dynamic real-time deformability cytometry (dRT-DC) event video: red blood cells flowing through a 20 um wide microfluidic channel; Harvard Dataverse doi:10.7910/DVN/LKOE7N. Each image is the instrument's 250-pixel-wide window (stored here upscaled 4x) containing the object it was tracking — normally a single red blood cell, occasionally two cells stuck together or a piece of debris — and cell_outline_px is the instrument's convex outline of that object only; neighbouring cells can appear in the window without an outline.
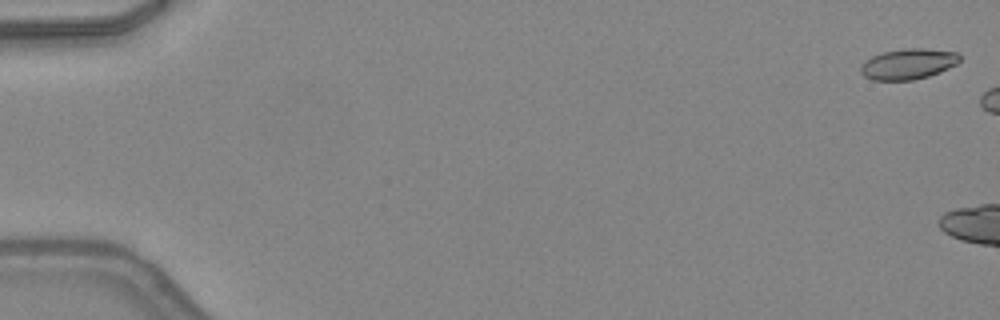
{"species": "common noctule bat (a hibernating species)", "species_latin": "Nyctalus noctula", "temperature_condition": "warm", "stored_images_in_passage": 6, "camera_frame_rate_fps": 3000, "um_per_image_px": 0.085, "animal": {"sex": "female", "body_mass_g": 24.6, "forearm_length_mm": 56.2}, "frame": {"image": 1, "passage_image": 2, "time_ms": 0.333, "image_size_px": [1000, 320], "cell_outline_px": [[960, 60], [956, 64], [940, 72], [928, 76], [912, 80], [872, 80], [864, 76], [860, 72], [860, 68], [872, 56], [884, 52], [904, 48], [924, 48], [956, 52], [960, 56]], "centroid_in_image_um": [77.21, 5.44], "position_along_channel_um": 7.8, "area_um2": 17.51}}